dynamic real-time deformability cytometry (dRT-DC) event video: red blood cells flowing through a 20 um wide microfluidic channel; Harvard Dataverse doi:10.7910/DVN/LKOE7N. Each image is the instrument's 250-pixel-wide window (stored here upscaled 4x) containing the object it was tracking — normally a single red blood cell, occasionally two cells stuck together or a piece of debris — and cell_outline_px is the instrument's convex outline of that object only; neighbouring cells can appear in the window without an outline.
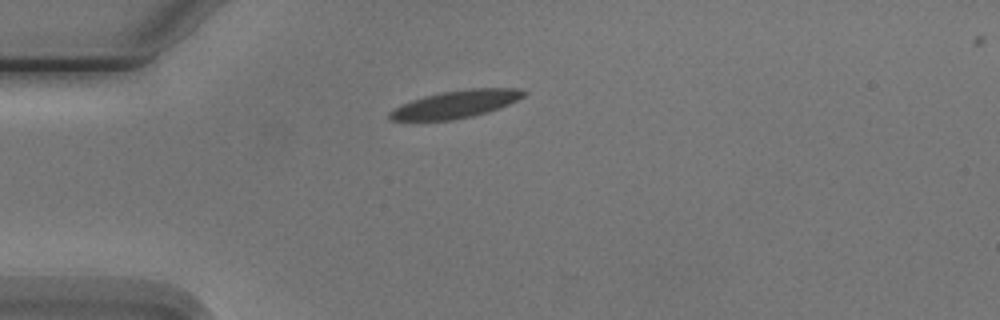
{"species": "Egyptian fruit bat (a non-hibernating species)", "species_latin": "Rousettus aegyptiacus", "temperature_condition": "cold", "stored_images_in_passage": 4, "camera_frame_rate_fps": 3000, "um_per_image_px": 0.085, "animal": {"sex": "male"}, "frame": {"image": 1, "passage_image": 4, "time_ms": 3.667, "image_size_px": [1000, 320], "cell_outline_px": [[528, 92], [524, 96], [508, 104], [488, 112], [472, 116], [452, 120], [388, 120], [388, 112], [392, 108], [400, 104], [424, 96], [440, 92], [468, 88], [520, 88]], "centroid_in_image_um": [38.71, 8.85], "position_along_channel_um": 46.3, "area_um2": 21.62}}